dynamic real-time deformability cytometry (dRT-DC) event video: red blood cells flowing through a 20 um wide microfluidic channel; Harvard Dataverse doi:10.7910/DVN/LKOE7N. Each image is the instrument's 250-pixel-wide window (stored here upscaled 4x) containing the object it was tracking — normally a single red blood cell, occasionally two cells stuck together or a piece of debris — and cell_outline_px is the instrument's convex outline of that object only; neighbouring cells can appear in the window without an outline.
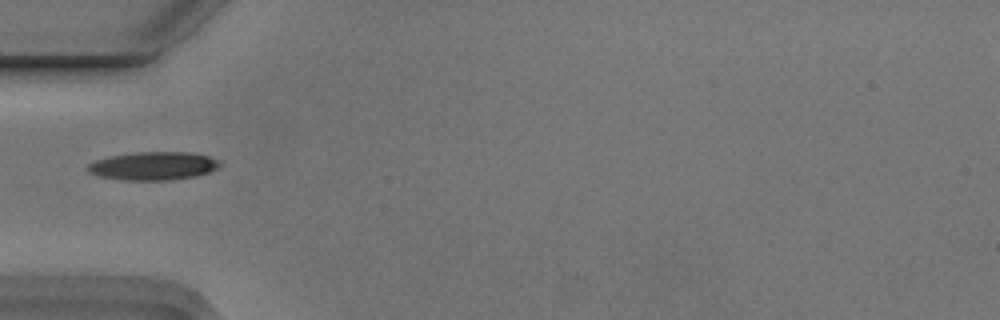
{"species": "Egyptian fruit bat (a non-hibernating species)", "species_latin": "Rousettus aegyptiacus", "temperature_condition": "cold", "stored_images_in_passage": 6, "camera_frame_rate_fps": 3000, "um_per_image_px": 0.085, "animal": {"sex": "male"}, "frame": {"image": 1, "passage_image": 6, "time_ms": 1.667, "image_size_px": [1000, 320], "cell_outline_px": [[220, 164], [216, 168], [208, 172], [196, 176], [172, 180], [124, 180], [100, 176], [88, 172], [84, 168], [88, 164], [96, 160], [108, 156], [136, 152], [188, 152], [208, 156], [220, 160]], "centroid_in_image_um": [13.0, 14.1], "position_along_channel_um": 72.0, "area_um2": 21.79}}